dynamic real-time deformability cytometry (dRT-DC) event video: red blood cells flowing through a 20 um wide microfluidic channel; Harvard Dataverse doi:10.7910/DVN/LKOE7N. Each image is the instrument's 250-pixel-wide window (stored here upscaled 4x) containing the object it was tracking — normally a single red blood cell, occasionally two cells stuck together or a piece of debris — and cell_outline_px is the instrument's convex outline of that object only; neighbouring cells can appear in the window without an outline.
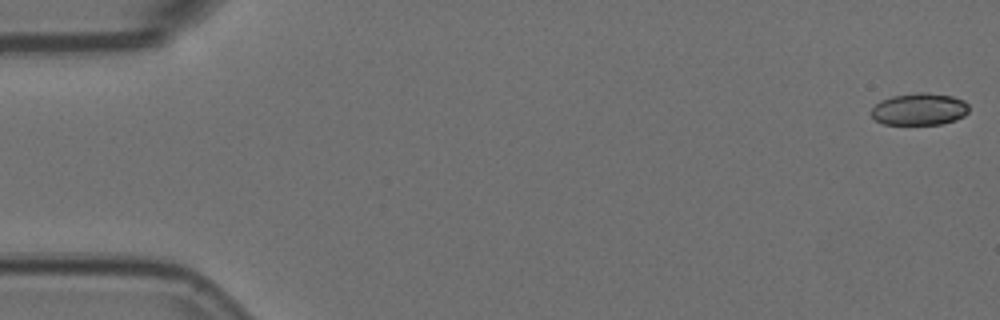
{"species": "Egyptian fruit bat (a non-hibernating species)", "species_latin": "Rousettus aegyptiacus", "temperature_condition": "room temperature", "stored_images_in_passage": 3, "camera_frame_rate_fps": 3000, "um_per_image_px": 0.085, "animal": {"sex": "female"}, "frame": {"image": 1, "passage_image": 1, "time_ms": 0.0, "image_size_px": [1000, 320], "cell_outline_px": [[968, 112], [964, 116], [956, 120], [940, 124], [884, 124], [876, 120], [872, 116], [872, 108], [880, 100], [892, 96], [920, 92], [928, 92], [952, 96], [964, 100], [968, 104]], "centroid_in_image_um": [78.17, 9.27], "position_along_channel_um": 6.8, "area_um2": 18.26}}